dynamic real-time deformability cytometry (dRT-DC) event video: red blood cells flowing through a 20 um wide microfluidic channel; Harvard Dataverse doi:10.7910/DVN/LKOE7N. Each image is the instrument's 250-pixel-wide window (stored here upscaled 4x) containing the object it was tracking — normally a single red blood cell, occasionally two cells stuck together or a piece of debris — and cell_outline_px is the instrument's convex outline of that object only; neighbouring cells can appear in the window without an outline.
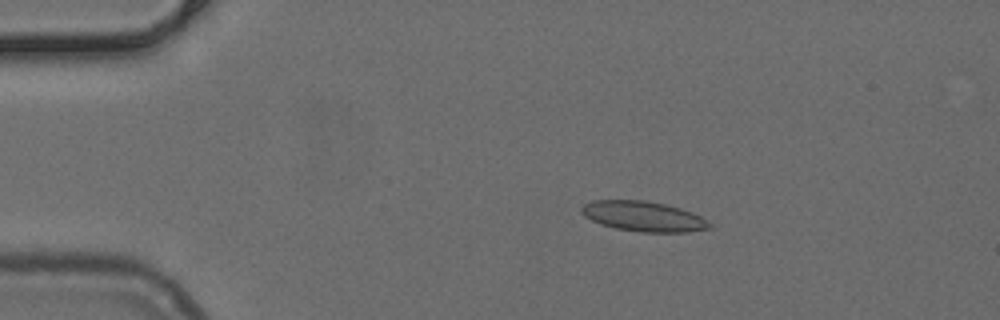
{"species": "common noctule bat (a hibernating species)", "species_latin": "Nyctalus noctula", "temperature_condition": "cold", "stored_images_in_passage": 49, "camera_frame_rate_fps": 3000, "um_per_image_px": 0.085, "animal": {"sex": "female", "body_mass_g": 24.6, "forearm_length_mm": 56.2}, "frame": {"image": 1, "passage_image": 7, "time_ms": 2.0, "image_size_px": [1000, 320], "cell_outline_px": [[712, 228], [688, 232], [640, 232], [616, 228], [600, 224], [584, 216], [580, 212], [580, 208], [584, 204], [592, 200], [644, 200], [664, 204], [680, 208], [692, 212], [708, 220], [712, 224]], "centroid_in_image_um": [54.7, 18.39], "position_along_channel_um": 30.3, "area_um2": 22.6}}
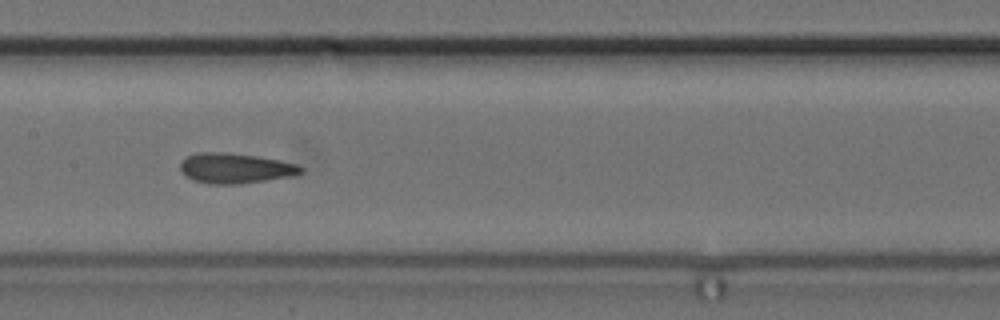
{"frame": {"image": 2, "passage_image": 23, "time_ms": 7.333, "image_size_px": [1000, 320], "cell_outline_px": [[304, 172], [292, 176], [240, 184], [208, 184], [192, 180], [184, 176], [180, 168], [180, 164], [188, 156], [196, 152], [224, 152], [256, 156], [280, 160], [296, 164], [304, 168]], "centroid_in_image_um": [19.99, 14.31], "position_along_channel_um": 187.4, "area_um2": 21.33}}
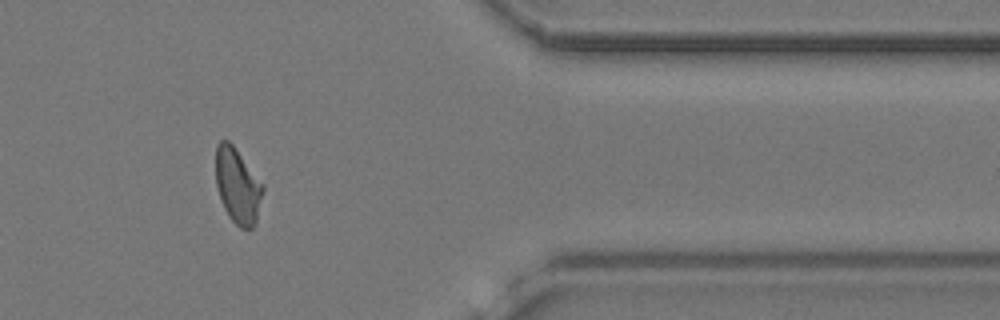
{"frame": {"image": 3, "passage_image": 40, "time_ms": 13.0, "image_size_px": [1000, 320], "cell_outline_px": [[264, 188], [256, 224], [252, 228], [240, 228], [228, 216], [220, 200], [216, 184], [216, 144], [220, 140], [228, 140], [232, 144], [264, 184]], "centroid_in_image_um": [20.2, 15.8], "position_along_channel_um": 391.2, "area_um2": 20.81}}